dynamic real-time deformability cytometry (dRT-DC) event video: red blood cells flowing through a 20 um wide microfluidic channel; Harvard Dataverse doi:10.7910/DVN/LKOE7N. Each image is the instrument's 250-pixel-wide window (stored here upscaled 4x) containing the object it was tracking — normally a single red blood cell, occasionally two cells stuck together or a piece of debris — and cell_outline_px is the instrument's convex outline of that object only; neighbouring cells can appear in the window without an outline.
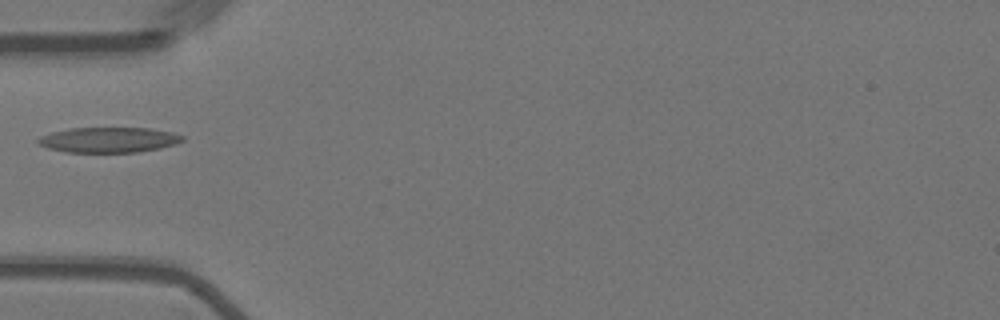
{"species": "Egyptian fruit bat (a non-hibernating species)", "species_latin": "Rousettus aegyptiacus", "temperature_condition": "warm", "stored_images_in_passage": 5, "camera_frame_rate_fps": 3000, "um_per_image_px": 0.085, "animal": {"sex": "female"}, "frame": {"image": 1, "passage_image": 1, "time_ms": 0.0, "image_size_px": [1000, 320], "cell_outline_px": [[184, 140], [176, 144], [160, 148], [136, 152], [68, 152], [48, 148], [40, 144], [36, 140], [40, 136], [52, 132], [68, 128], [148, 128], [172, 132], [184, 136]], "centroid_in_image_um": [9.25, 11.88], "position_along_channel_um": 75.7, "area_um2": 21.21}}
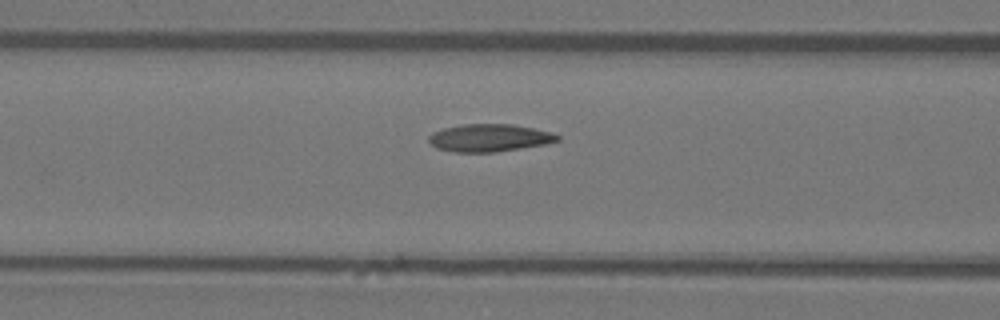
{"frame": {"image": 2, "passage_image": 5, "time_ms": 1.333, "image_size_px": [1000, 320], "cell_outline_px": [[560, 140], [544, 144], [496, 152], [452, 152], [436, 148], [428, 140], [428, 136], [432, 132], [444, 128], [464, 124], [512, 124], [552, 132], [560, 136]], "centroid_in_image_um": [41.57, 11.72], "position_along_channel_um": 125.0, "area_um2": 20.63}}